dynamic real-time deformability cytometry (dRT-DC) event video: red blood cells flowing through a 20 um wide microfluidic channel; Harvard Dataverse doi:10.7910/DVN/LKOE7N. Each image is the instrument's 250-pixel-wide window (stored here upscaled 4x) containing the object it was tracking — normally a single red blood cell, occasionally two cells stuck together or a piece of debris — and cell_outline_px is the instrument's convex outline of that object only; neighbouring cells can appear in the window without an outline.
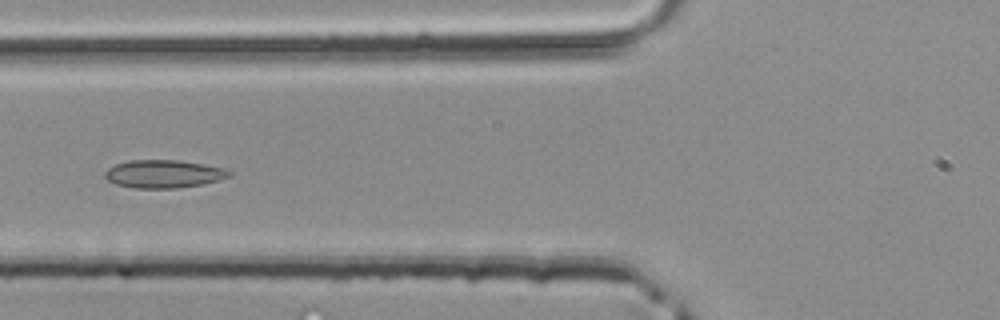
{"species": "common noctule bat (a hibernating species)", "species_latin": "Nyctalus noctula", "temperature_condition": "room temperature", "stored_images_in_passage": 44, "camera_frame_rate_fps": 3000, "um_per_image_px": 0.085, "animal": {"sex": "male", "body_mass_g": 20.4}, "frame": {"image": 1, "passage_image": 17, "time_ms": 5.333, "image_size_px": [1000, 320], "cell_outline_px": [[232, 176], [220, 180], [204, 184], [176, 188], [132, 188], [116, 184], [108, 180], [104, 176], [104, 172], [108, 168], [116, 164], [132, 160], [180, 160], [204, 164], [224, 168], [232, 172]], "centroid_in_image_um": [13.94, 14.78], "position_along_channel_um": 111.9, "area_um2": 20.4}}
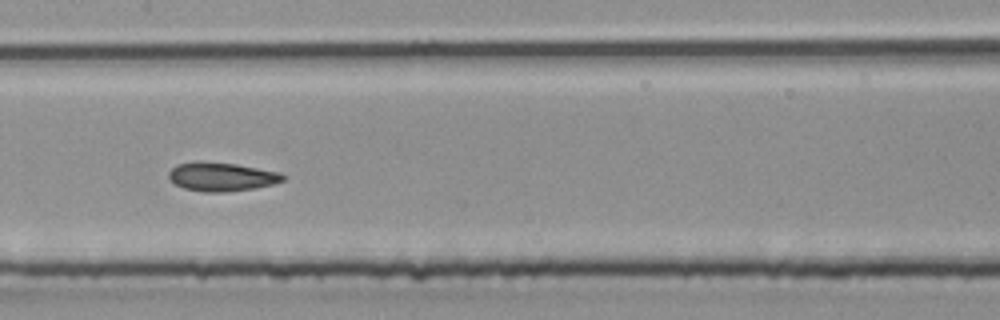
{"frame": {"image": 2, "passage_image": 22, "time_ms": 7.0, "image_size_px": [1000, 320], "cell_outline_px": [[288, 176], [284, 180], [272, 184], [256, 188], [228, 192], [204, 192], [184, 188], [176, 184], [168, 176], [168, 172], [176, 164], [236, 164], [280, 172]], "centroid_in_image_um": [18.92, 15.07], "position_along_channel_um": 188.5, "area_um2": 18.5}}
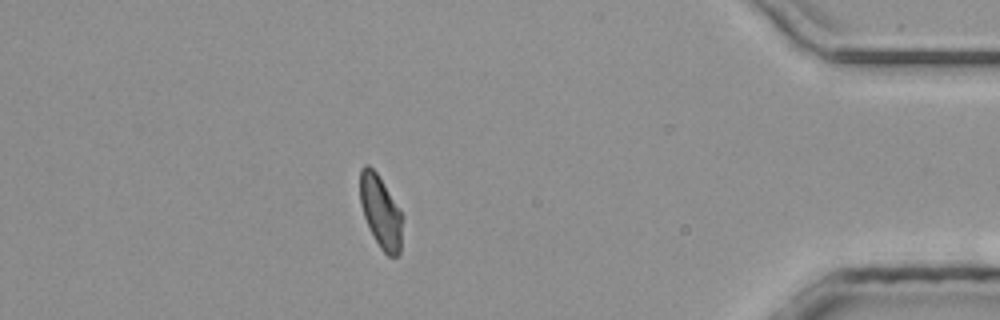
{"frame": {"image": 3, "passage_image": 39, "time_ms": 12.667, "image_size_px": [1000, 320], "cell_outline_px": [[400, 256], [388, 256], [380, 248], [364, 216], [360, 200], [360, 168], [364, 164], [368, 164], [376, 172], [400, 212]], "centroid_in_image_um": [32.31, 17.98], "position_along_channel_um": 402.9, "area_um2": 17.05}}